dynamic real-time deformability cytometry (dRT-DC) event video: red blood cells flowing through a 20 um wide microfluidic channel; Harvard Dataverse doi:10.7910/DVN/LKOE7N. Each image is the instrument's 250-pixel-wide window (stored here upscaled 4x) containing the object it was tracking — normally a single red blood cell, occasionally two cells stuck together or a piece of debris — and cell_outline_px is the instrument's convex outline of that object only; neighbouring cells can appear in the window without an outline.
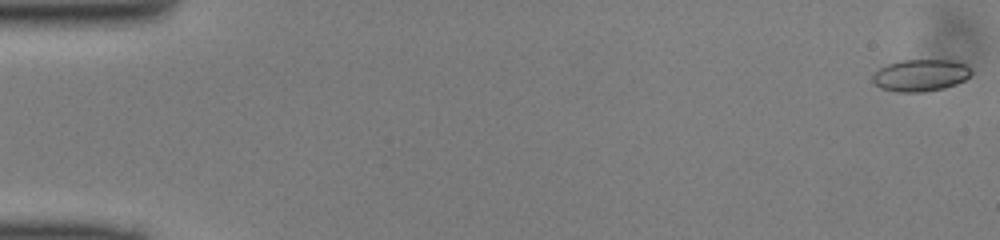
{"species": "common noctule bat (a hibernating species)", "species_latin": "Nyctalus noctula", "temperature_condition": "cold", "stored_images_in_passage": 50, "camera_frame_rate_fps": 3000, "um_per_image_px": 0.085, "animal": {"sex": "male", "body_mass_g": 13.0, "forearm_length_mm": 53.1}, "frame": {"image": 1, "passage_image": 1, "time_ms": 0.0, "image_size_px": [1000, 240], "cell_outline_px": [[972, 72], [964, 80], [956, 84], [944, 88], [924, 92], [896, 92], [880, 88], [872, 80], [872, 76], [880, 68], [888, 64], [900, 60], [952, 60], [964, 64], [972, 68]], "centroid_in_image_um": [78.25, 6.4], "position_along_channel_um": 6.8, "area_um2": 18.38}}
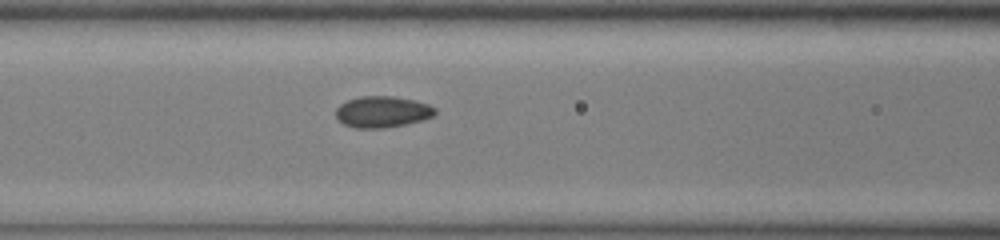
{"frame": {"image": 2, "passage_image": 21, "time_ms": 6.667, "image_size_px": [1000, 240], "cell_outline_px": [[436, 112], [432, 116], [420, 120], [404, 124], [384, 128], [356, 128], [344, 124], [336, 116], [336, 108], [340, 104], [348, 100], [360, 96], [392, 96], [416, 100], [428, 104], [436, 108]], "centroid_in_image_um": [32.49, 9.49], "position_along_channel_um": 134.1, "area_um2": 17.98}}
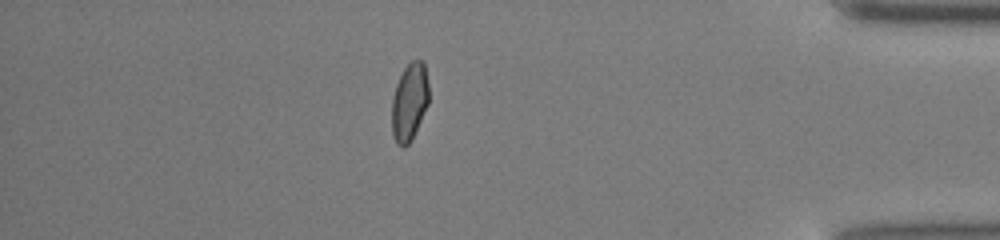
{"frame": {"image": 3, "passage_image": 43, "time_ms": 14.0, "image_size_px": [1000, 240], "cell_outline_px": [[428, 104], [412, 140], [404, 148], [400, 148], [396, 144], [392, 136], [392, 96], [396, 84], [404, 68], [412, 60], [424, 60], [428, 80]], "centroid_in_image_um": [34.79, 8.69], "position_along_channel_um": 400.4, "area_um2": 17.05}}